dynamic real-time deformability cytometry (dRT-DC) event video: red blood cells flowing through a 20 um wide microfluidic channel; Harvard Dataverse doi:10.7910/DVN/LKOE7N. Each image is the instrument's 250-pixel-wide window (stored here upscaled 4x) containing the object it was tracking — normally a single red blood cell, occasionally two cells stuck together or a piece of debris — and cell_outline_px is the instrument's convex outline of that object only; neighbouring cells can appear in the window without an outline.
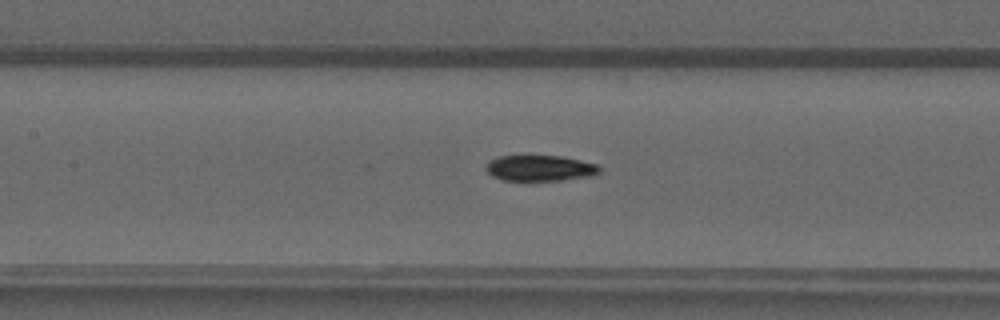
{"species": "common noctule bat (a hibernating species)", "species_latin": "Nyctalus noctula", "temperature_condition": "warm", "stored_images_in_passage": 49, "camera_frame_rate_fps": 3000, "um_per_image_px": 0.085, "animal": {"sex": "male", "forearm_length_mm": 52.5}, "frame": {"image": 1, "passage_image": 23, "time_ms": 7.333, "image_size_px": [1000, 320], "cell_outline_px": [[600, 172], [592, 176], [560, 180], [504, 180], [492, 176], [484, 168], [492, 160], [500, 156], [560, 156], [600, 164]], "centroid_in_image_um": [45.95, 14.29], "position_along_channel_um": 161.5, "area_um2": 16.94}}
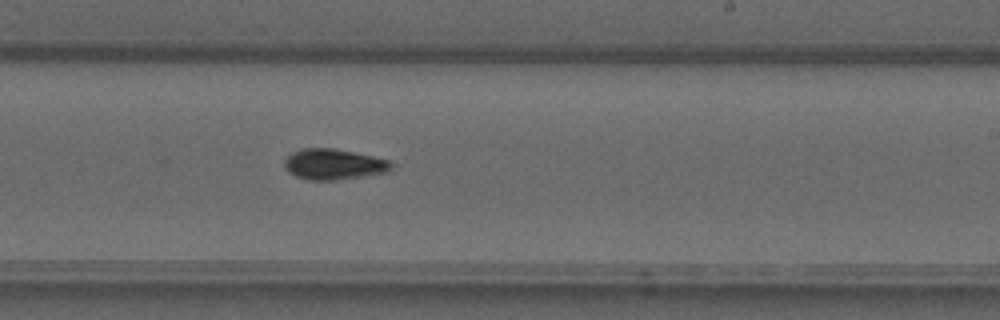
{"frame": {"image": 2, "passage_image": 30, "time_ms": 9.667, "image_size_px": [1000, 320], "cell_outline_px": [[392, 168], [388, 172], [336, 180], [308, 180], [296, 176], [288, 172], [284, 164], [284, 160], [292, 152], [300, 148], [336, 148], [372, 156], [388, 160], [392, 164]], "centroid_in_image_um": [28.34, 13.96], "position_along_channel_um": 260.7, "area_um2": 19.13}}
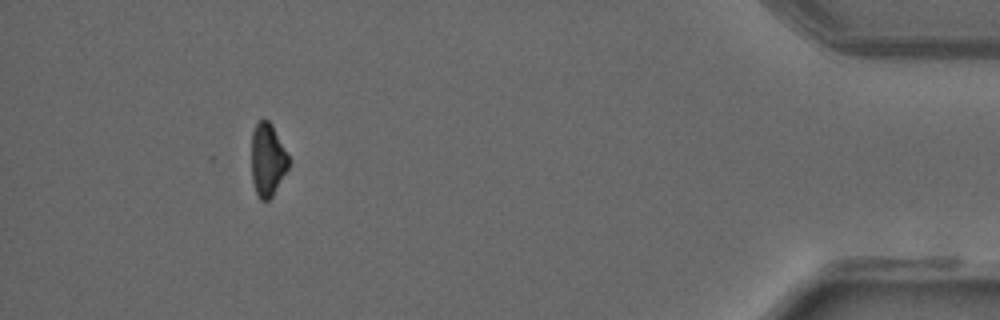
{"frame": {"image": 3, "passage_image": 45, "time_ms": 14.667, "image_size_px": [1000, 320], "cell_outline_px": [[292, 160], [288, 168], [272, 196], [268, 200], [260, 200], [256, 192], [252, 180], [252, 132], [256, 124], [260, 120], [268, 120], [272, 124]], "centroid_in_image_um": [22.77, 13.57], "position_along_channel_um": 412.4, "area_um2": 15.9}}